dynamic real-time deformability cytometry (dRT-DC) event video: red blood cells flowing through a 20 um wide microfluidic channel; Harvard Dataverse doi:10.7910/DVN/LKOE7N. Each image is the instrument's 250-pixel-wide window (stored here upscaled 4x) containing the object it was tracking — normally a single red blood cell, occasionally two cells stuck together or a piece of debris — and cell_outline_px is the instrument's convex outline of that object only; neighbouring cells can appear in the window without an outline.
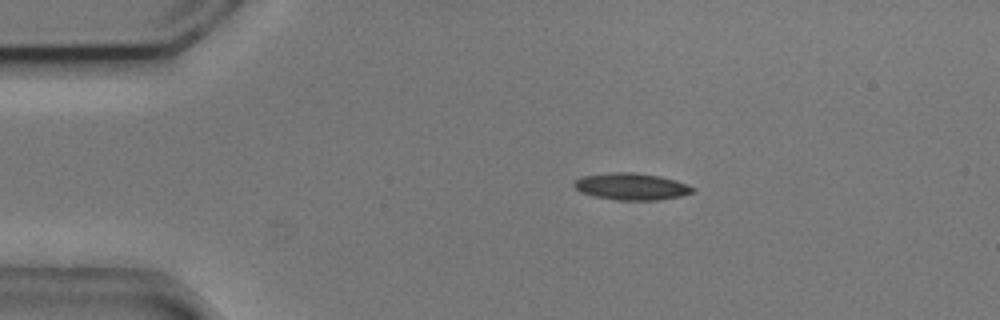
{"species": "common noctule bat (a hibernating species)", "species_latin": "Nyctalus noctula", "temperature_condition": "cold", "stored_images_in_passage": 45, "camera_frame_rate_fps": 3000, "um_per_image_px": 0.085, "animal": {"sex": "male", "body_mass_g": 20.5, "forearm_length_mm": 52.5}, "frame": {"image": 1, "passage_image": 1, "time_ms": 0.0, "image_size_px": [1000, 320], "cell_outline_px": [[696, 192], [680, 196], [656, 200], [616, 200], [592, 196], [580, 192], [572, 184], [576, 180], [584, 176], [612, 172], [632, 172], [660, 176], [676, 180], [696, 188]], "centroid_in_image_um": [53.69, 15.86], "position_along_channel_um": 31.3, "area_um2": 18.61}}
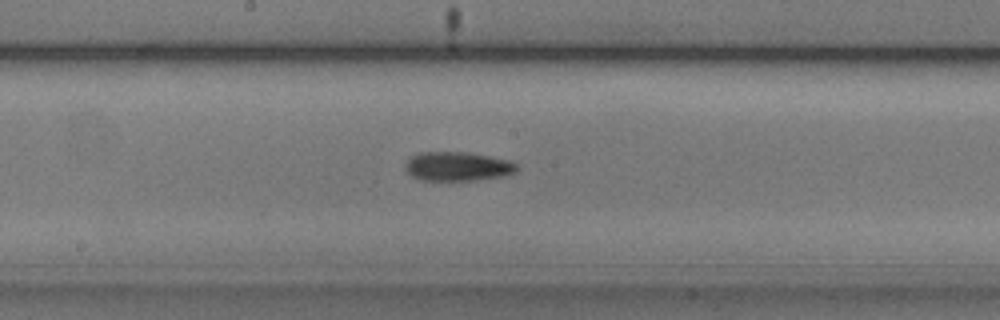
{"frame": {"image": 2, "passage_image": 19, "time_ms": 6.0, "image_size_px": [1000, 320], "cell_outline_px": [[520, 168], [516, 172], [504, 176], [472, 180], [420, 180], [412, 176], [404, 168], [408, 160], [412, 156], [420, 152], [468, 152], [508, 160], [516, 164]], "centroid_in_image_um": [38.91, 14.14], "position_along_channel_um": 209.3, "area_um2": 18.84}}
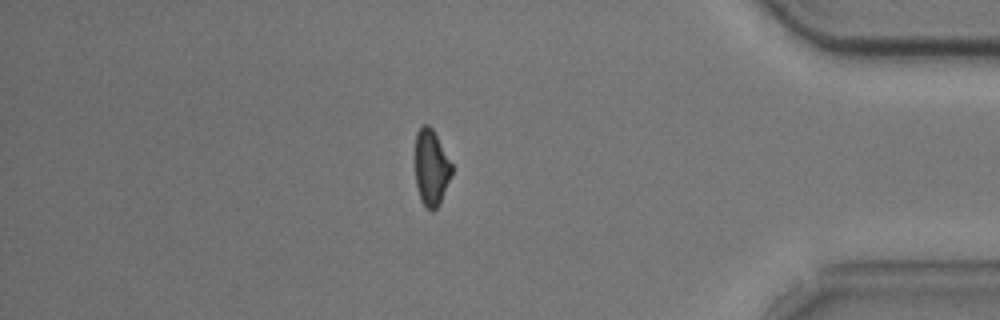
{"frame": {"image": 3, "passage_image": 37, "time_ms": 12.0, "image_size_px": [1000, 320], "cell_outline_px": [[452, 176], [440, 204], [432, 212], [420, 200], [416, 184], [416, 132], [420, 124], [428, 124], [432, 128], [452, 164]], "centroid_in_image_um": [36.66, 14.25], "position_along_channel_um": 398.5, "area_um2": 16.3}, "authors_computed_cell_mechanics": {"area_um2": 18.1492, "velocity_mm_per_s": 3.7251, "shape_relaxation_time_tau1_ms": 11.0826, "shape_relaxation_time_tau2_ms": null, "deformation_change_tau1": 0.1791, "deformation_change_tau2": null}}